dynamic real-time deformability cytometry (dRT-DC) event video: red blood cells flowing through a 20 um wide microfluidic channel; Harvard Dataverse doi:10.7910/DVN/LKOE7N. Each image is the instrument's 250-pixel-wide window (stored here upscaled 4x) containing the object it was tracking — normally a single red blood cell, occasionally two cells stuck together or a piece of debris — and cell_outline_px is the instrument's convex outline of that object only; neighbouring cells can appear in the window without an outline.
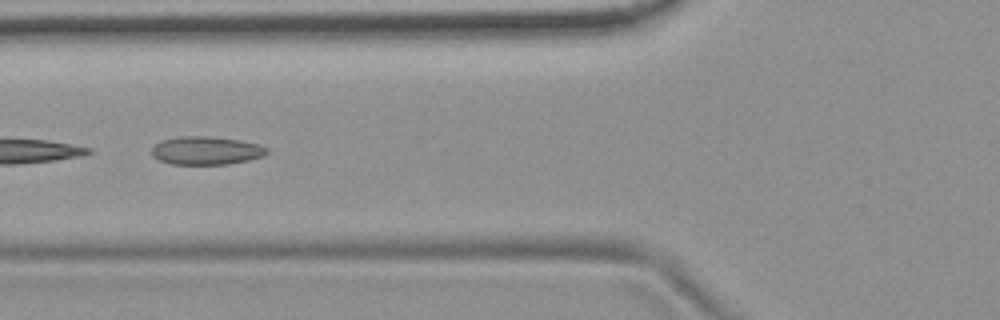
{"species": "common noctule bat (a hibernating species)", "species_latin": "Nyctalus noctula", "temperature_condition": "room temperature", "stored_images_in_passage": 7, "camera_frame_rate_fps": 3000, "um_per_image_px": 0.085, "animal": {"sex": "female", "body_mass_g": 19.9}, "frame": {"image": 1, "passage_image": 6, "time_ms": 5.667, "image_size_px": [1000, 320], "cell_outline_px": [[268, 152], [264, 156], [248, 160], [228, 164], [172, 164], [160, 160], [152, 156], [152, 148], [160, 140], [180, 136], [208, 136], [240, 140], [260, 144], [268, 148]], "centroid_in_image_um": [17.54, 12.79], "position_along_channel_um": 108.3, "area_um2": 19.02}}
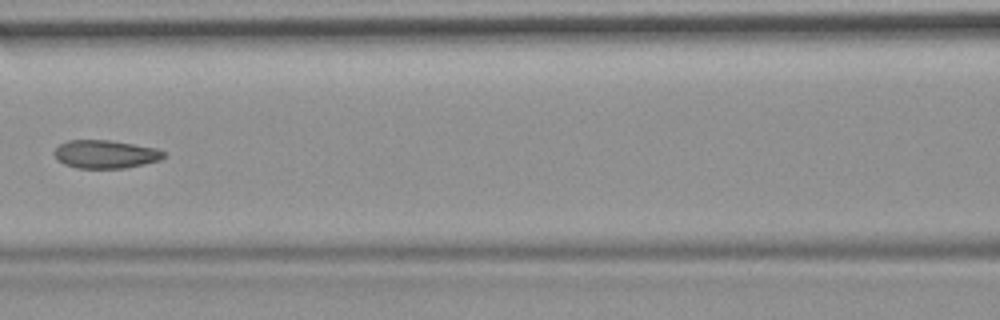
{"frame": {"image": 2, "passage_image": 7, "time_ms": 7.0, "image_size_px": [1000, 320], "cell_outline_px": [[168, 156], [160, 160], [144, 164], [124, 168], [76, 168], [64, 164], [56, 160], [52, 152], [60, 144], [68, 140], [108, 140], [156, 148], [164, 152]], "centroid_in_image_um": [8.94, 13.11], "position_along_channel_um": 157.7, "area_um2": 18.09}}